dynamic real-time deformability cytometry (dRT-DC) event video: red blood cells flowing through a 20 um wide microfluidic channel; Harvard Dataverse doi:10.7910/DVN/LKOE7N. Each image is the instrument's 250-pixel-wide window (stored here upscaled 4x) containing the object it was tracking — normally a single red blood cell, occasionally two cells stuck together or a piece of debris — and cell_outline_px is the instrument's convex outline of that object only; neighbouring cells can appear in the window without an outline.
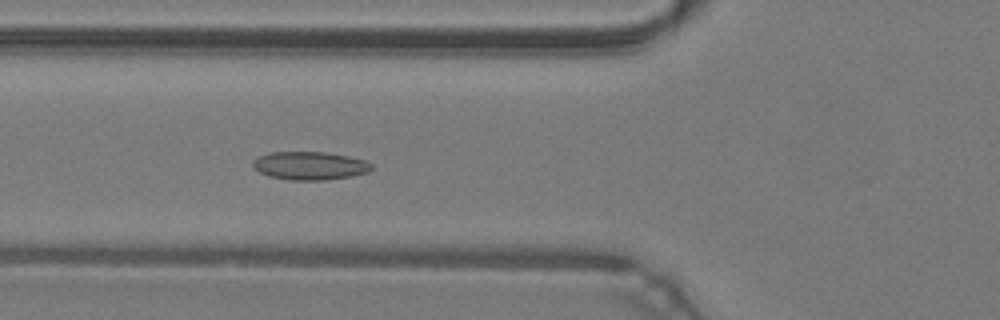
{"species": "common noctule bat (a hibernating species)", "species_latin": "Nyctalus noctula", "temperature_condition": "warm", "stored_images_in_passage": 45, "camera_frame_rate_fps": 3000, "um_per_image_px": 0.085, "animal": {"sex": "male", "body_mass_g": 19.2, "forearm_length_mm": 51.8}, "frame": {"image": 1, "passage_image": 15, "time_ms": 4.667, "image_size_px": [1000, 320], "cell_outline_px": [[372, 168], [368, 172], [352, 176], [324, 180], [288, 180], [268, 176], [260, 172], [252, 164], [252, 160], [268, 152], [324, 152], [348, 156], [364, 160], [372, 164]], "centroid_in_image_um": [26.33, 14.08], "position_along_channel_um": 99.5, "area_um2": 19.48}}
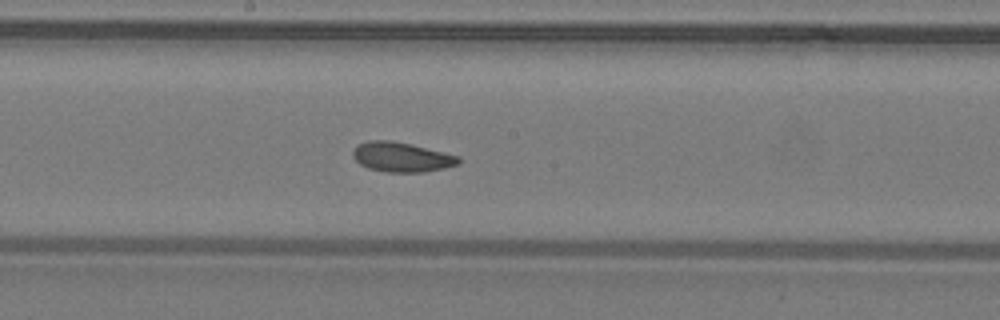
{"frame": {"image": 2, "passage_image": 23, "time_ms": 7.333, "image_size_px": [1000, 320], "cell_outline_px": [[460, 164], [444, 168], [424, 172], [384, 172], [368, 168], [360, 164], [352, 156], [352, 152], [356, 144], [368, 140], [388, 140], [412, 144], [460, 156]], "centroid_in_image_um": [34.12, 13.35], "position_along_channel_um": 214.1, "area_um2": 18.5}}
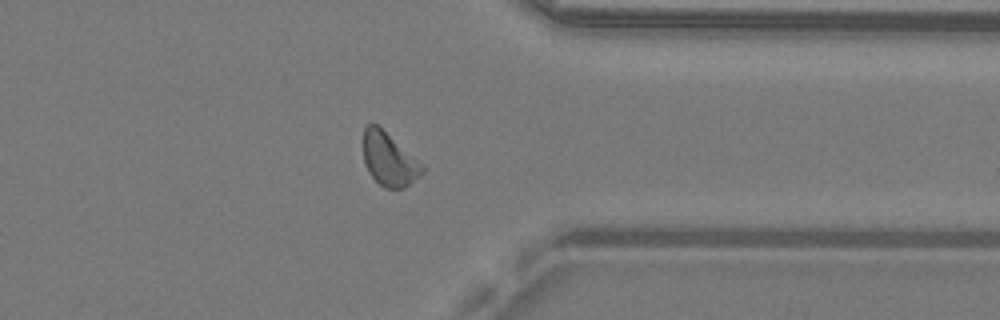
{"frame": {"image": 3, "passage_image": 35, "time_ms": 11.333, "image_size_px": [1000, 320], "cell_outline_px": [[424, 172], [404, 188], [384, 188], [368, 172], [364, 160], [364, 128], [368, 124], [376, 124], [424, 164]], "centroid_in_image_um": [33.09, 13.55], "position_along_channel_um": 378.3, "area_um2": 18.03}, "authors_computed_cell_mechanics": {"area_um2": 18.496, "velocity_mm_per_s": 4.2862, "shape_relaxation_time_tau1_ms": null, "shape_relaxation_time_tau2_ms": 2.6991, "deformation_change_tau1": null, "deformation_change_tau2": 0.0743}}